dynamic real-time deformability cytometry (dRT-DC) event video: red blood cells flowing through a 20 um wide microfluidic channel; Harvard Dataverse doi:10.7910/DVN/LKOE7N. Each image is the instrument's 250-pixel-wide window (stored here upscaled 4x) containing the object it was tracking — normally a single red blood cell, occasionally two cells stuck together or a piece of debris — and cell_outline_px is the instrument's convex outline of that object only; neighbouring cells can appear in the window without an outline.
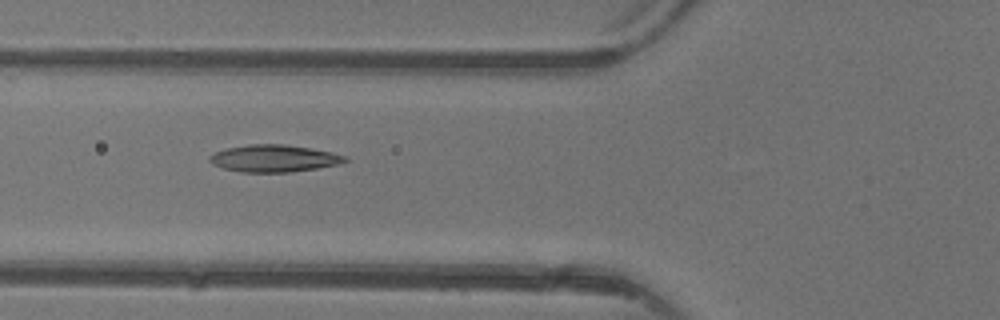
{"species": "common noctule bat (a hibernating species)", "species_latin": "Nyctalus noctula", "temperature_condition": "warm", "stored_images_in_passage": 6, "camera_frame_rate_fps": 3000, "um_per_image_px": 0.085, "animal": {"sex": "female"}, "frame": {"image": 1, "passage_image": 6, "time_ms": 5.667, "image_size_px": [1000, 320], "cell_outline_px": [[348, 160], [340, 164], [292, 172], [240, 172], [224, 168], [212, 164], [208, 160], [208, 156], [216, 152], [228, 148], [248, 144], [284, 144], [312, 148], [332, 152], [348, 156]], "centroid_in_image_um": [23.31, 13.46], "position_along_channel_um": 102.5, "area_um2": 21.5}}